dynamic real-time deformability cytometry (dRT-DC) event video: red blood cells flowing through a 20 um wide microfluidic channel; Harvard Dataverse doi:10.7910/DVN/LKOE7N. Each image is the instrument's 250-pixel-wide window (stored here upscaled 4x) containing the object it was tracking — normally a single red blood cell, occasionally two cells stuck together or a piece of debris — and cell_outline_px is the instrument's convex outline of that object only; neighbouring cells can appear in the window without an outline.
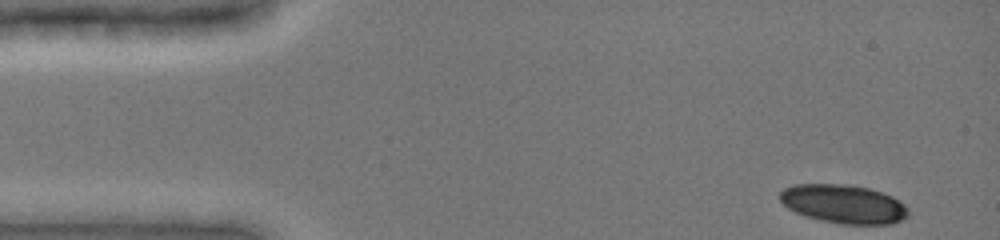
{"species": "common noctule bat (a hibernating species)", "species_latin": "Nyctalus noctula", "temperature_condition": "cold", "stored_images_in_passage": 42, "camera_frame_rate_fps": 3000, "um_per_image_px": 0.085, "animal": {"sex": "female", "body_mass_g": 19.0, "forearm_length_mm": 51.5}, "frame": {"image": 1, "passage_image": 1, "time_ms": 0.0, "image_size_px": [1000, 240], "cell_outline_px": [[908, 216], [892, 224], [840, 224], [820, 220], [804, 216], [788, 208], [780, 200], [780, 192], [784, 188], [792, 184], [852, 184], [868, 188], [892, 196], [904, 204], [908, 208]], "centroid_in_image_um": [71.69, 17.33], "position_along_channel_um": 13.3, "area_um2": 29.07}}
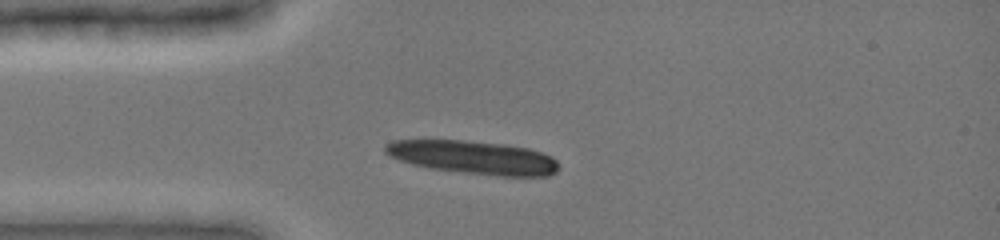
{"frame": {"image": 2, "passage_image": 10, "time_ms": 3.0, "image_size_px": [1000, 240], "cell_outline_px": [[560, 168], [556, 172], [548, 176], [496, 176], [432, 168], [412, 164], [400, 160], [384, 152], [384, 144], [392, 140], [460, 140], [504, 144], [528, 148], [552, 156], [560, 164]], "centroid_in_image_um": [40.27, 13.38], "position_along_channel_um": 44.7, "area_um2": 33.64}}